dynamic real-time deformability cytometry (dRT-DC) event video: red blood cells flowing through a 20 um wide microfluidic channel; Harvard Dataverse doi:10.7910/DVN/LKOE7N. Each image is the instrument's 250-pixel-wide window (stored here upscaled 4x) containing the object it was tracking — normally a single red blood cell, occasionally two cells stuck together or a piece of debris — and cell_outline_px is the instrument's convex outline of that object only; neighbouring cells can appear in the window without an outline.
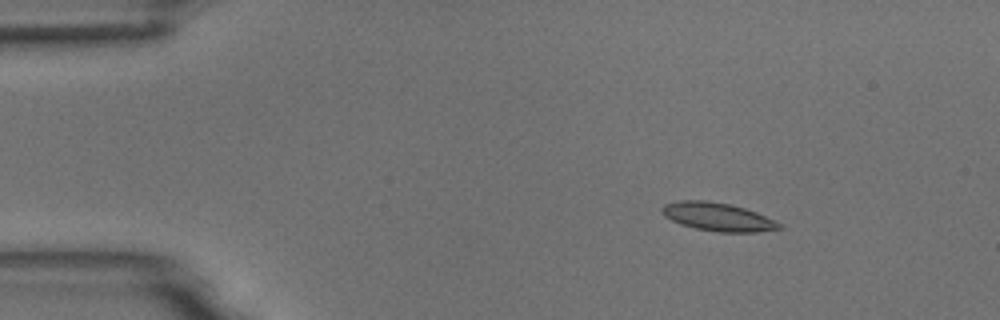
{"species": "common noctule bat (a hibernating species)", "species_latin": "Nyctalus noctula", "temperature_condition": "room temperature", "stored_images_in_passage": 47, "camera_frame_rate_fps": 3000, "um_per_image_px": 0.085, "animal": {"sex": "male", "body_mass_g": 18.8}, "frame": {"image": 1, "passage_image": 1, "time_ms": 0.0, "image_size_px": [1000, 320], "cell_outline_px": [[784, 228], [756, 232], [720, 232], [696, 228], [680, 224], [664, 216], [660, 208], [664, 204], [680, 200], [704, 200], [728, 204], [744, 208], [756, 212], [780, 224]], "centroid_in_image_um": [60.97, 18.43], "position_along_channel_um": 24.0, "area_um2": 19.07}}
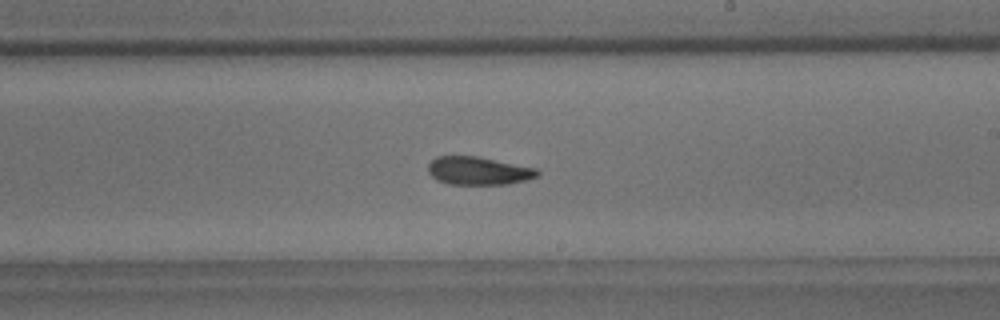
{"frame": {"image": 2, "passage_image": 25, "time_ms": 8.0, "image_size_px": [1000, 320], "cell_outline_px": [[540, 176], [528, 180], [508, 184], [448, 184], [436, 180], [428, 172], [428, 164], [436, 156], [476, 156], [536, 168], [540, 172]], "centroid_in_image_um": [40.68, 14.52], "position_along_channel_um": 248.3, "area_um2": 17.98}}
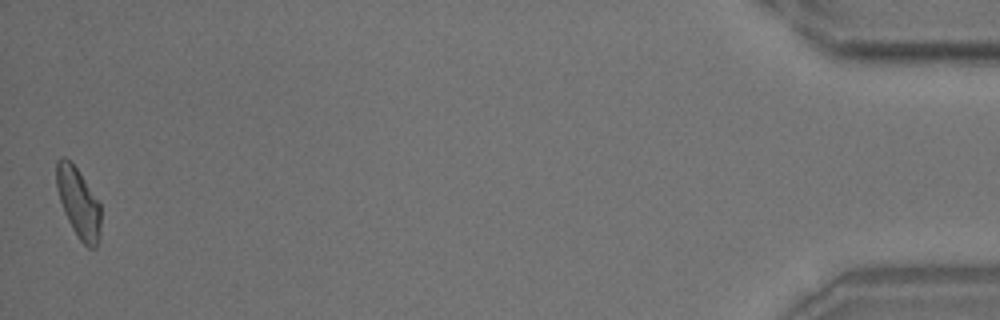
{"frame": {"image": 3, "passage_image": 47, "time_ms": 15.333, "image_size_px": [1000, 320], "cell_outline_px": [[100, 240], [96, 248], [88, 248], [80, 240], [72, 228], [64, 212], [56, 188], [56, 160], [64, 156], [80, 172], [100, 204]], "centroid_in_image_um": [6.67, 17.26], "position_along_channel_um": 428.5, "area_um2": 18.03}, "authors_computed_cell_mechanics": {"area_um2": 18.207, "velocity_mm_per_s": 3.7209, "shape_relaxation_time_tau1_ms": null, "shape_relaxation_time_tau2_ms": 5.3174, "deformation_change_tau1": null, "deformation_change_tau2": 0.128}}